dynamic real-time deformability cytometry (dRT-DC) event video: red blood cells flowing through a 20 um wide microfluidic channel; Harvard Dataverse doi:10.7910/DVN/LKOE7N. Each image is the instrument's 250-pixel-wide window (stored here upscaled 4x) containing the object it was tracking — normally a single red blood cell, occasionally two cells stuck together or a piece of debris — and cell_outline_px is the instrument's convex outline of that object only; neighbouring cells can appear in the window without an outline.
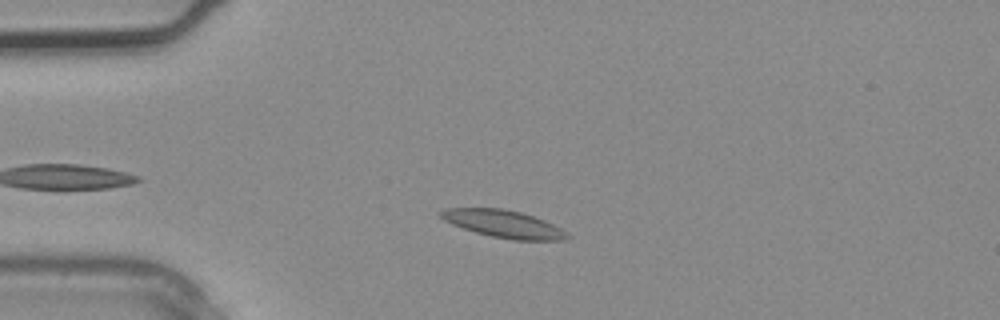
{"species": "common noctule bat (a hibernating species)", "species_latin": "Nyctalus noctula", "temperature_condition": "warm", "stored_images_in_passage": 1, "camera_frame_rate_fps": 3000, "um_per_image_px": 0.085, "animal": {"sex": "male", "body_mass_g": 20.4}, "frame": {"image": 1, "passage_image": 1, "time_ms": 0.0, "image_size_px": [1000, 320], "cell_outline_px": [[572, 236], [564, 240], [512, 240], [492, 236], [476, 232], [452, 224], [444, 220], [440, 216], [440, 212], [444, 208], [504, 208], [520, 212], [544, 220], [568, 232]], "centroid_in_image_um": [42.83, 19.03], "position_along_channel_um": 42.2, "area_um2": 20.11}}